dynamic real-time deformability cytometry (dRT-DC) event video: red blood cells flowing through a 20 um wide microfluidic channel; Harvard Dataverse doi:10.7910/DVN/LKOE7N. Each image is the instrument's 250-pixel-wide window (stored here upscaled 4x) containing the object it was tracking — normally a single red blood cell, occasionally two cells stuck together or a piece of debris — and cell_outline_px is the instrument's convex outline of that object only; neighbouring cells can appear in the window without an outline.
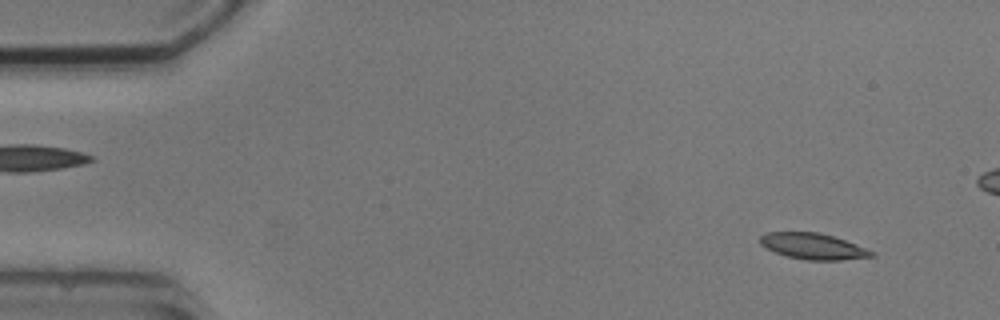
{"species": "common noctule bat (a hibernating species)", "species_latin": "Nyctalus noctula", "temperature_condition": "cold", "stored_images_in_passage": 5, "camera_frame_rate_fps": 3000, "um_per_image_px": 0.085, "animal": {"sex": "male", "body_mass_g": 20.5, "forearm_length_mm": 52.5}, "frame": {"image": 1, "passage_image": 1, "time_ms": 0.0, "image_size_px": [1000, 320], "cell_outline_px": [[876, 256], [840, 260], [808, 260], [788, 256], [776, 252], [760, 244], [760, 236], [768, 232], [820, 232], [856, 244], [876, 252]], "centroid_in_image_um": [69.15, 20.93], "position_along_channel_um": 15.8, "area_um2": 16.76}}